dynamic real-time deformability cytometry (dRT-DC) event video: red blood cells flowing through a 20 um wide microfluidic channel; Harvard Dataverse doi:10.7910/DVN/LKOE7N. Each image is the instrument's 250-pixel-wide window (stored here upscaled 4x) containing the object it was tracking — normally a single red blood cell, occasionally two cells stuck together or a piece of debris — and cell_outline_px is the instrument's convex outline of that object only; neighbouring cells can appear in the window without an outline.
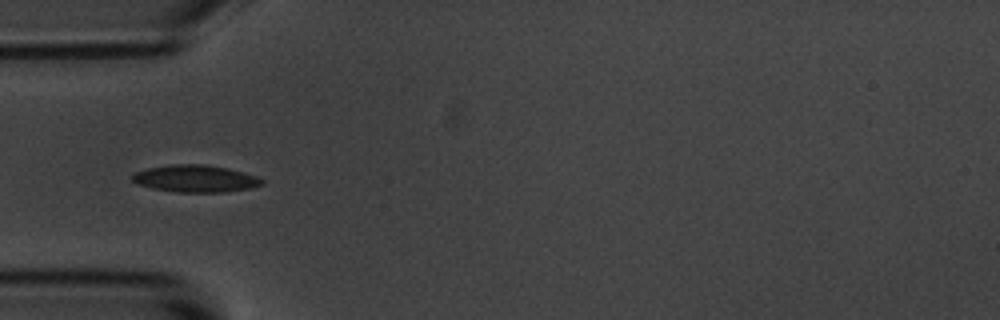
{"species": "common noctule bat (a hibernating species)", "species_latin": "Nyctalus noctula", "temperature_condition": "room temperature", "stored_images_in_passage": 39, "camera_frame_rate_fps": 3000, "um_per_image_px": 0.085, "animal": {"sex": "male", "body_mass_g": 20.1, "forearm_length_mm": 53.5}, "frame": {"image": 1, "passage_image": 1, "time_ms": 0.0, "image_size_px": [1000, 320], "cell_outline_px": [[264, 184], [248, 188], [224, 192], [176, 192], [152, 188], [136, 184], [132, 180], [132, 172], [148, 168], [172, 164], [204, 164], [228, 168], [244, 172], [256, 176], [264, 180]], "centroid_in_image_um": [16.58, 15.17], "position_along_channel_um": 68.4, "area_um2": 20.58}}
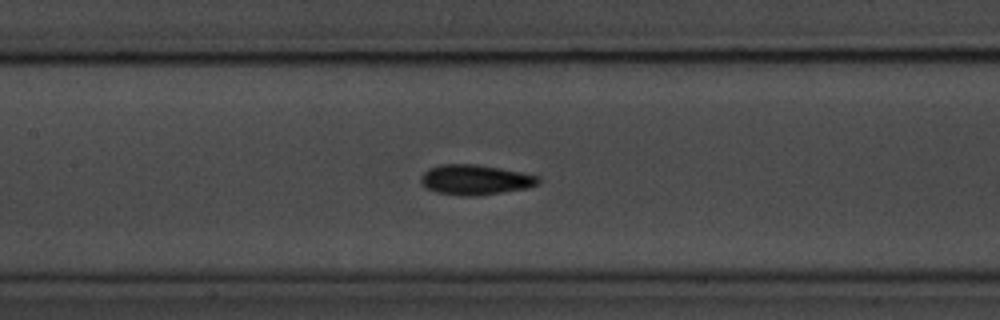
{"frame": {"image": 2, "passage_image": 9, "time_ms": 2.667, "image_size_px": [1000, 320], "cell_outline_px": [[540, 180], [536, 184], [524, 188], [480, 196], [464, 196], [436, 192], [420, 184], [420, 176], [428, 168], [440, 164], [476, 164], [500, 168], [540, 176]], "centroid_in_image_um": [40.34, 15.27], "position_along_channel_um": 167.1, "area_um2": 20.58}}
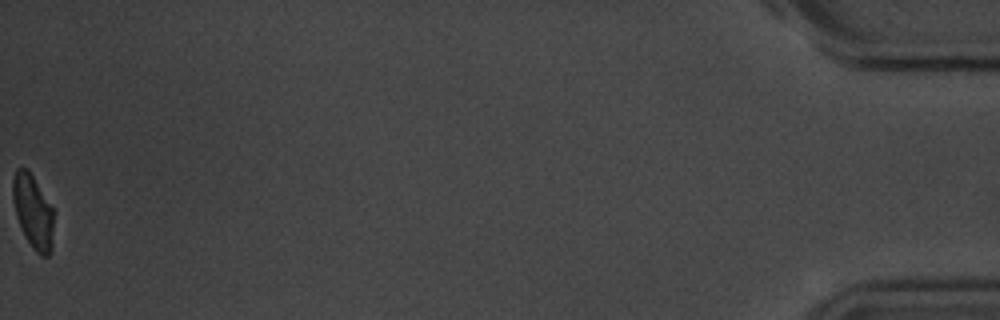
{"frame": {"image": 3, "passage_image": 39, "time_ms": 12.667, "image_size_px": [1000, 320], "cell_outline_px": [[52, 252], [48, 256], [40, 256], [32, 248], [16, 216], [12, 200], [12, 176], [16, 168], [28, 168], [52, 208]], "centroid_in_image_um": [2.77, 17.96], "position_along_channel_um": 432.4, "area_um2": 17.4}, "authors_computed_cell_mechanics": {"area_um2": 19.4786, "velocity_mm_per_s": 3.6663, "shape_relaxation_time_tau1_ms": 3.0522, "shape_relaxation_time_tau2_ms": 2.7527, "deformation_change_tau1": 0.1295, "deformation_change_tau2": 0.0781}}